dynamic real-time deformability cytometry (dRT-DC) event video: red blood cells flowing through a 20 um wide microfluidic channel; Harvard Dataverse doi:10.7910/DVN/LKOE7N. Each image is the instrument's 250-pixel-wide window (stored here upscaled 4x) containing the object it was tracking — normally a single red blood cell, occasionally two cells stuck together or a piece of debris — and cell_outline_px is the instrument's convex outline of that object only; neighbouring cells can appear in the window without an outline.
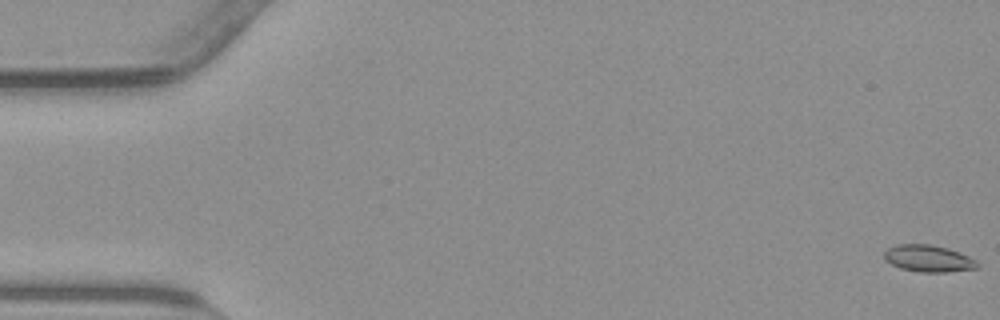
{"species": "common noctule bat (a hibernating species)", "species_latin": "Nyctalus noctula", "temperature_condition": "warm", "stored_images_in_passage": 55, "camera_frame_rate_fps": 3000, "um_per_image_px": 0.085, "animal": {"sex": "male", "body_mass_g": 23.1, "forearm_length_mm": 52.7}, "frame": {"image": 1, "passage_image": 1, "time_ms": 0.0, "image_size_px": [1000, 320], "cell_outline_px": [[980, 268], [948, 272], [920, 272], [900, 268], [884, 260], [884, 252], [888, 248], [896, 244], [932, 244], [948, 248], [968, 256], [976, 260], [980, 264]], "centroid_in_image_um": [78.93, 21.97], "position_along_channel_um": 6.1, "area_um2": 14.74}}
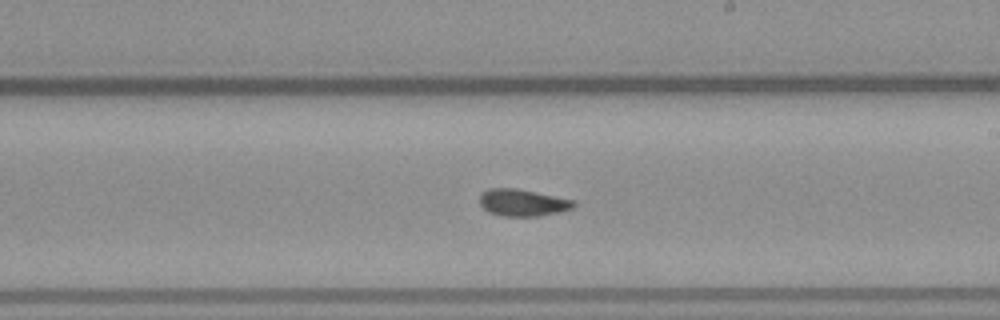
{"frame": {"image": 2, "passage_image": 32, "time_ms": 10.333, "image_size_px": [1000, 320], "cell_outline_px": [[576, 204], [572, 208], [560, 212], [540, 216], [504, 216], [488, 212], [480, 204], [480, 196], [488, 188], [516, 188], [536, 192], [572, 200]], "centroid_in_image_um": [44.41, 17.23], "position_along_channel_um": 244.6, "area_um2": 14.62}}
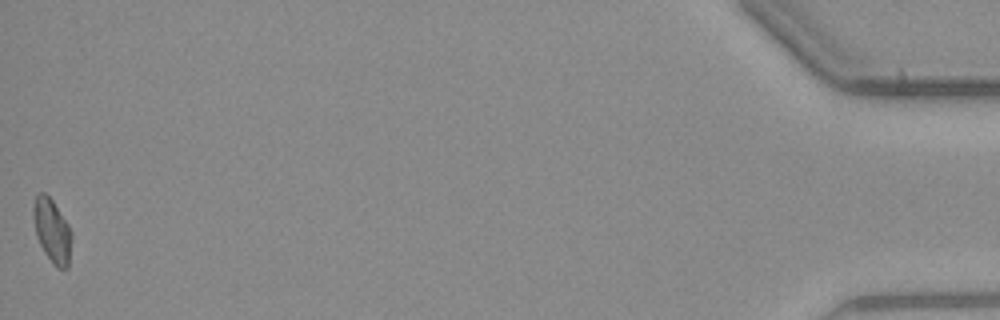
{"frame": {"image": 3, "passage_image": 55, "time_ms": 18.0, "image_size_px": [1000, 320], "cell_outline_px": [[72, 240], [68, 268], [56, 268], [44, 252], [36, 236], [32, 216], [32, 208], [36, 196], [40, 192], [44, 192], [52, 200], [68, 224], [72, 232]], "centroid_in_image_um": [4.42, 19.62], "position_along_channel_um": 430.8, "area_um2": 14.33}, "authors_computed_cell_mechanics": {"area_um2": 14.3922, "velocity_mm_per_s": 3.8148, "shape_relaxation_time_tau1_ms": 6.8204, "shape_relaxation_time_tau2_ms": 2.6674, "deformation_change_tau1": 0.1937, "deformation_change_tau2": 0.0595}}